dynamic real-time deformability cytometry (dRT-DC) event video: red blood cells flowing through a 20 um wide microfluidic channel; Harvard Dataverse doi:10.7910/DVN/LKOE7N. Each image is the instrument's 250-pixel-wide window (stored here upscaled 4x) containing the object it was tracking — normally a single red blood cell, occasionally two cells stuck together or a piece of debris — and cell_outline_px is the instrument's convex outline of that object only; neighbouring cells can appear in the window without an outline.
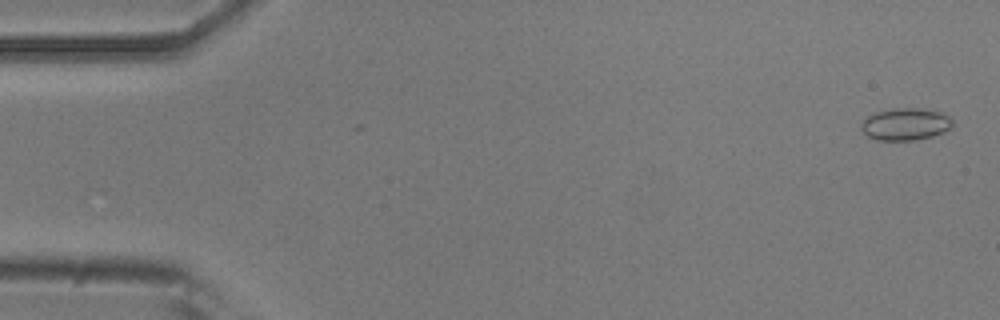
{"species": "common noctule bat (a hibernating species)", "species_latin": "Nyctalus noctula", "temperature_condition": "room temperature", "stored_images_in_passage": 3, "camera_frame_rate_fps": 3000, "um_per_image_px": 0.085, "animal": {"sex": "male", "body_mass_g": 20.5, "forearm_length_mm": 52.5}, "frame": {"image": 1, "passage_image": 3, "time_ms": 0.667, "image_size_px": [1000, 320], "cell_outline_px": [[952, 128], [944, 132], [932, 136], [916, 140], [876, 140], [868, 136], [860, 128], [860, 124], [868, 116], [876, 112], [892, 108], [920, 108], [940, 112], [948, 116], [952, 120]], "centroid_in_image_um": [76.96, 10.55], "position_along_channel_um": 8.0, "area_um2": 17.17}}